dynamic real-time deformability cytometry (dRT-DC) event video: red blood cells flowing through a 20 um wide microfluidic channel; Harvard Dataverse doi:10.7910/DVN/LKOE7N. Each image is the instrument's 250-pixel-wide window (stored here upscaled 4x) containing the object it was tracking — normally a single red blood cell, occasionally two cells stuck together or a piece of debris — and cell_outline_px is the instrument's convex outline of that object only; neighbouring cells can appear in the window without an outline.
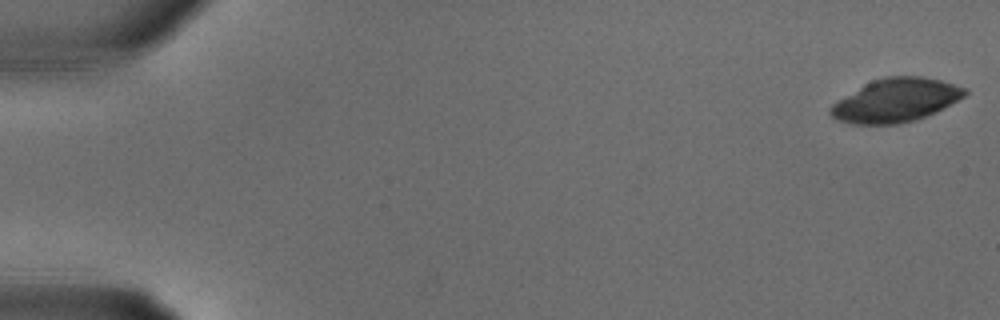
{"species": "common noctule bat (a hibernating species)", "species_latin": "Nyctalus noctula", "temperature_condition": "warm", "stored_images_in_passage": 6, "camera_frame_rate_fps": 3000, "um_per_image_px": 0.085, "animal": {"sex": "male", "body_mass_g": 18.8}, "frame": {"image": 1, "passage_image": 1, "time_ms": 0.0, "image_size_px": [1000, 320], "cell_outline_px": [[968, 92], [964, 96], [936, 112], [916, 120], [896, 124], [852, 124], [836, 120], [828, 112], [828, 108], [832, 104], [864, 84], [872, 80], [884, 76], [920, 76], [940, 80], [968, 88]], "centroid_in_image_um": [76.13, 8.53], "position_along_channel_um": 8.9, "area_um2": 34.04}}